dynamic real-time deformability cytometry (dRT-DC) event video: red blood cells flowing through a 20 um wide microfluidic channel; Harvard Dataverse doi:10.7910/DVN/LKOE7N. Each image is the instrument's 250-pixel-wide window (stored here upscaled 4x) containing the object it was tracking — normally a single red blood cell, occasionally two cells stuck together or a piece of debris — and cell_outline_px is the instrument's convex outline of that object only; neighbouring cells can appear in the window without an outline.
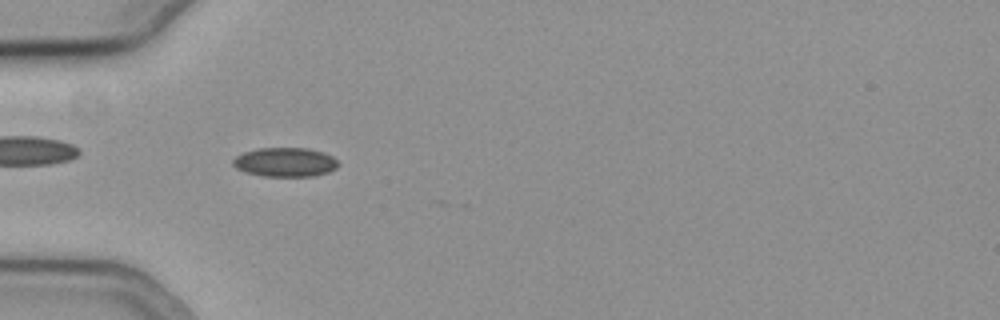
{"species": "common noctule bat (a hibernating species)", "species_latin": "Nyctalus noctula", "temperature_condition": "cold", "stored_images_in_passage": 6, "camera_frame_rate_fps": 3000, "um_per_image_px": 0.085, "animal": {"sex": "female", "body_mass_g": 19.3, "forearm_length_mm": 54.1}, "frame": {"image": 1, "passage_image": 3, "time_ms": 0.667, "image_size_px": [1000, 320], "cell_outline_px": [[340, 164], [336, 168], [328, 172], [312, 176], [264, 176], [244, 172], [236, 168], [232, 164], [232, 160], [236, 156], [244, 152], [256, 148], [308, 148], [324, 152], [332, 156]], "centroid_in_image_um": [24.23, 13.78], "position_along_channel_um": 60.8, "area_um2": 17.98}}